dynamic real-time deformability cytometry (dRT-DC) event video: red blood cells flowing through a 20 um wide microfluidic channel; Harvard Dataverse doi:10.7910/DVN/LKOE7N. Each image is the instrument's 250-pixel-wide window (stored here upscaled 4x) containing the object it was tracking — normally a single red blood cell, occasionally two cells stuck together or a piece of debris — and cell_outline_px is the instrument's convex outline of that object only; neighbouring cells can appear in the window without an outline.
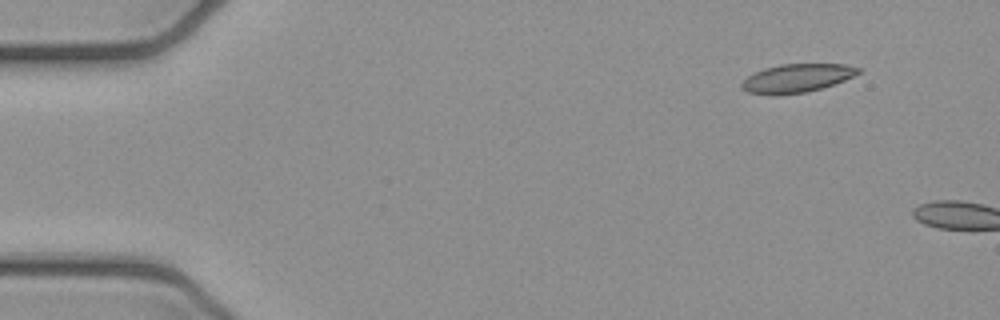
{"species": "common noctule bat (a hibernating species)", "species_latin": "Nyctalus noctula", "temperature_condition": "cold", "stored_images_in_passage": 5, "segment_of_instrument_passage": [2, 2], "camera_frame_rate_fps": 3000, "um_per_image_px": 0.085, "animal": {"sex": "female", "body_mass_g": 21.9}, "frame": {"image": 1, "passage_image": 5, "time_ms": 1.333, "image_size_px": [1000, 320], "cell_outline_px": [[860, 72], [844, 80], [820, 88], [804, 92], [748, 92], [740, 88], [740, 84], [748, 76], [764, 68], [780, 64], [844, 64], [860, 68]], "centroid_in_image_um": [67.76, 6.59], "position_along_channel_um": 17.2, "area_um2": 18.38}}